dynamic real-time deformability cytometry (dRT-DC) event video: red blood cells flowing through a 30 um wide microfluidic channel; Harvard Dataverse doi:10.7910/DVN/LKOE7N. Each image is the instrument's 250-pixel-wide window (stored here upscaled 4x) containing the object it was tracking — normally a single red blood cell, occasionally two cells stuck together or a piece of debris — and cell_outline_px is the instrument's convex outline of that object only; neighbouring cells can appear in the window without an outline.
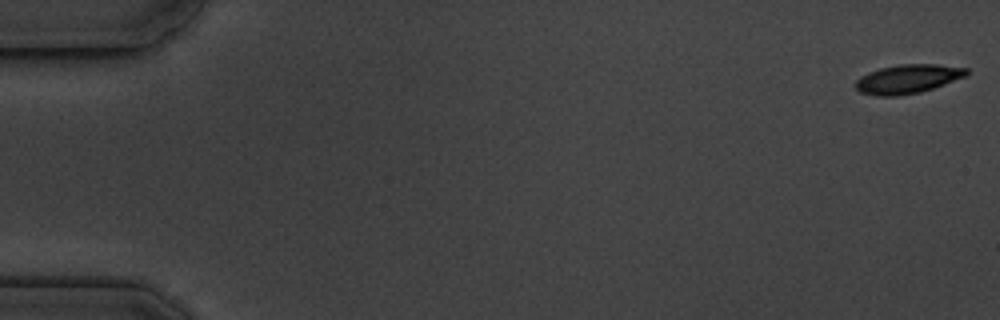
{"species": "common noctule bat (a hibernating species)", "species_latin": "Nyctalus noctula", "temperature_condition": "cold", "stored_images_in_passage": 7, "camera_frame_rate_fps": 3000, "um_per_image_px": 0.085, "animal": {"sex": "male", "body_mass_g": 19.5, "forearm_length_mm": 54.6}, "frame": {"image": 1, "passage_image": 1, "time_ms": 0.0, "image_size_px": [1000, 320], "cell_outline_px": [[968, 72], [964, 76], [944, 84], [920, 92], [896, 96], [876, 96], [860, 92], [856, 88], [856, 80], [860, 76], [868, 72], [880, 68], [900, 64], [936, 64], [968, 68]], "centroid_in_image_um": [77.12, 6.71], "position_along_channel_um": 7.9, "area_um2": 18.55}}
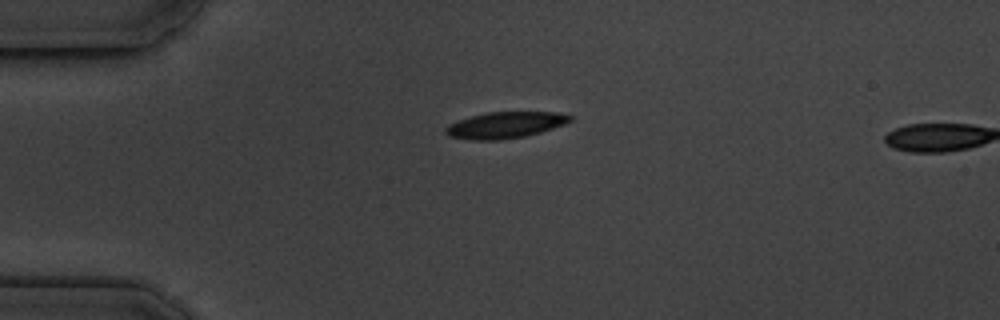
{"frame": {"image": 2, "passage_image": 5, "time_ms": 4.333, "image_size_px": [1000, 320], "cell_outline_px": [[576, 116], [572, 120], [564, 124], [540, 132], [524, 136], [500, 140], [472, 140], [448, 136], [444, 132], [444, 128], [448, 124], [456, 120], [488, 112], [556, 112]], "centroid_in_image_um": [42.92, 10.62], "position_along_channel_um": 42.1, "area_um2": 19.19}}